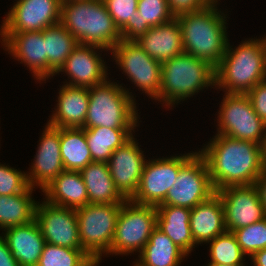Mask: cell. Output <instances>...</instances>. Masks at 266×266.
Segmentation results:
<instances>
[{
    "label": "cell",
    "instance_id": "7c38bea8",
    "mask_svg": "<svg viewBox=\"0 0 266 266\" xmlns=\"http://www.w3.org/2000/svg\"><path fill=\"white\" fill-rule=\"evenodd\" d=\"M195 153L146 160L137 192L131 201L141 205L161 204L176 182L180 168Z\"/></svg>",
    "mask_w": 266,
    "mask_h": 266
},
{
    "label": "cell",
    "instance_id": "4dcf8cb0",
    "mask_svg": "<svg viewBox=\"0 0 266 266\" xmlns=\"http://www.w3.org/2000/svg\"><path fill=\"white\" fill-rule=\"evenodd\" d=\"M60 149L65 170L80 171L93 162L84 128H60Z\"/></svg>",
    "mask_w": 266,
    "mask_h": 266
},
{
    "label": "cell",
    "instance_id": "44dd1931",
    "mask_svg": "<svg viewBox=\"0 0 266 266\" xmlns=\"http://www.w3.org/2000/svg\"><path fill=\"white\" fill-rule=\"evenodd\" d=\"M57 106L47 124L56 128H83L89 105V88L60 86Z\"/></svg>",
    "mask_w": 266,
    "mask_h": 266
},
{
    "label": "cell",
    "instance_id": "277c9868",
    "mask_svg": "<svg viewBox=\"0 0 266 266\" xmlns=\"http://www.w3.org/2000/svg\"><path fill=\"white\" fill-rule=\"evenodd\" d=\"M60 23L78 44L95 45L107 51L124 38L103 0L62 1Z\"/></svg>",
    "mask_w": 266,
    "mask_h": 266
},
{
    "label": "cell",
    "instance_id": "83f0119b",
    "mask_svg": "<svg viewBox=\"0 0 266 266\" xmlns=\"http://www.w3.org/2000/svg\"><path fill=\"white\" fill-rule=\"evenodd\" d=\"M46 41V79L53 77L78 45L75 37L61 24L42 31Z\"/></svg>",
    "mask_w": 266,
    "mask_h": 266
},
{
    "label": "cell",
    "instance_id": "ba28073f",
    "mask_svg": "<svg viewBox=\"0 0 266 266\" xmlns=\"http://www.w3.org/2000/svg\"><path fill=\"white\" fill-rule=\"evenodd\" d=\"M156 226V206L126 200L117 217L111 255H129L134 251L140 253Z\"/></svg>",
    "mask_w": 266,
    "mask_h": 266
},
{
    "label": "cell",
    "instance_id": "6da1fadb",
    "mask_svg": "<svg viewBox=\"0 0 266 266\" xmlns=\"http://www.w3.org/2000/svg\"><path fill=\"white\" fill-rule=\"evenodd\" d=\"M208 166L215 191L252 185L263 172L261 145L216 134L198 151Z\"/></svg>",
    "mask_w": 266,
    "mask_h": 266
},
{
    "label": "cell",
    "instance_id": "8d00e7d4",
    "mask_svg": "<svg viewBox=\"0 0 266 266\" xmlns=\"http://www.w3.org/2000/svg\"><path fill=\"white\" fill-rule=\"evenodd\" d=\"M29 187L25 172L0 164V196L23 193Z\"/></svg>",
    "mask_w": 266,
    "mask_h": 266
},
{
    "label": "cell",
    "instance_id": "d6a6232c",
    "mask_svg": "<svg viewBox=\"0 0 266 266\" xmlns=\"http://www.w3.org/2000/svg\"><path fill=\"white\" fill-rule=\"evenodd\" d=\"M37 266H99L84 250L45 243Z\"/></svg>",
    "mask_w": 266,
    "mask_h": 266
},
{
    "label": "cell",
    "instance_id": "74e56055",
    "mask_svg": "<svg viewBox=\"0 0 266 266\" xmlns=\"http://www.w3.org/2000/svg\"><path fill=\"white\" fill-rule=\"evenodd\" d=\"M211 3L210 0H167L169 9L174 17L202 10Z\"/></svg>",
    "mask_w": 266,
    "mask_h": 266
},
{
    "label": "cell",
    "instance_id": "cb8c5ba5",
    "mask_svg": "<svg viewBox=\"0 0 266 266\" xmlns=\"http://www.w3.org/2000/svg\"><path fill=\"white\" fill-rule=\"evenodd\" d=\"M42 192L53 205L77 209L88 204L87 188L79 171H62Z\"/></svg>",
    "mask_w": 266,
    "mask_h": 266
},
{
    "label": "cell",
    "instance_id": "52a82bcc",
    "mask_svg": "<svg viewBox=\"0 0 266 266\" xmlns=\"http://www.w3.org/2000/svg\"><path fill=\"white\" fill-rule=\"evenodd\" d=\"M121 206L122 204L89 203L76 209L82 248L96 263L101 262L104 254L111 255V244Z\"/></svg>",
    "mask_w": 266,
    "mask_h": 266
},
{
    "label": "cell",
    "instance_id": "60d3db41",
    "mask_svg": "<svg viewBox=\"0 0 266 266\" xmlns=\"http://www.w3.org/2000/svg\"><path fill=\"white\" fill-rule=\"evenodd\" d=\"M254 185L258 191L259 199L266 216V169H264L261 175L256 179Z\"/></svg>",
    "mask_w": 266,
    "mask_h": 266
},
{
    "label": "cell",
    "instance_id": "30bf717a",
    "mask_svg": "<svg viewBox=\"0 0 266 266\" xmlns=\"http://www.w3.org/2000/svg\"><path fill=\"white\" fill-rule=\"evenodd\" d=\"M118 67L149 98L156 100L161 87L162 63L150 57L134 40L125 37L110 51Z\"/></svg>",
    "mask_w": 266,
    "mask_h": 266
},
{
    "label": "cell",
    "instance_id": "ab89813d",
    "mask_svg": "<svg viewBox=\"0 0 266 266\" xmlns=\"http://www.w3.org/2000/svg\"><path fill=\"white\" fill-rule=\"evenodd\" d=\"M0 266H20L12 256L5 239L0 235Z\"/></svg>",
    "mask_w": 266,
    "mask_h": 266
},
{
    "label": "cell",
    "instance_id": "f35d334b",
    "mask_svg": "<svg viewBox=\"0 0 266 266\" xmlns=\"http://www.w3.org/2000/svg\"><path fill=\"white\" fill-rule=\"evenodd\" d=\"M255 110V113L266 124V79L258 83L246 94Z\"/></svg>",
    "mask_w": 266,
    "mask_h": 266
},
{
    "label": "cell",
    "instance_id": "f1b7e54d",
    "mask_svg": "<svg viewBox=\"0 0 266 266\" xmlns=\"http://www.w3.org/2000/svg\"><path fill=\"white\" fill-rule=\"evenodd\" d=\"M134 129L94 127L84 129L93 162L107 163L113 151L128 141Z\"/></svg>",
    "mask_w": 266,
    "mask_h": 266
},
{
    "label": "cell",
    "instance_id": "8992f818",
    "mask_svg": "<svg viewBox=\"0 0 266 266\" xmlns=\"http://www.w3.org/2000/svg\"><path fill=\"white\" fill-rule=\"evenodd\" d=\"M108 80L89 88L88 112L83 128L135 129L139 126V110L132 92L122 84Z\"/></svg>",
    "mask_w": 266,
    "mask_h": 266
},
{
    "label": "cell",
    "instance_id": "e575fe53",
    "mask_svg": "<svg viewBox=\"0 0 266 266\" xmlns=\"http://www.w3.org/2000/svg\"><path fill=\"white\" fill-rule=\"evenodd\" d=\"M234 235L242 252L248 257L266 248V218L235 230Z\"/></svg>",
    "mask_w": 266,
    "mask_h": 266
},
{
    "label": "cell",
    "instance_id": "836d02e7",
    "mask_svg": "<svg viewBox=\"0 0 266 266\" xmlns=\"http://www.w3.org/2000/svg\"><path fill=\"white\" fill-rule=\"evenodd\" d=\"M210 243V262L218 265L245 266L246 255L242 252L236 236L231 231L218 235Z\"/></svg>",
    "mask_w": 266,
    "mask_h": 266
},
{
    "label": "cell",
    "instance_id": "7402d4cb",
    "mask_svg": "<svg viewBox=\"0 0 266 266\" xmlns=\"http://www.w3.org/2000/svg\"><path fill=\"white\" fill-rule=\"evenodd\" d=\"M2 232L12 256L20 266H37L45 245L41 229L34 219L25 225L10 227Z\"/></svg>",
    "mask_w": 266,
    "mask_h": 266
},
{
    "label": "cell",
    "instance_id": "603a6c76",
    "mask_svg": "<svg viewBox=\"0 0 266 266\" xmlns=\"http://www.w3.org/2000/svg\"><path fill=\"white\" fill-rule=\"evenodd\" d=\"M190 228L196 244H205L226 231L223 202L217 193L191 209Z\"/></svg>",
    "mask_w": 266,
    "mask_h": 266
},
{
    "label": "cell",
    "instance_id": "9c48e42d",
    "mask_svg": "<svg viewBox=\"0 0 266 266\" xmlns=\"http://www.w3.org/2000/svg\"><path fill=\"white\" fill-rule=\"evenodd\" d=\"M218 112L217 134L262 144L266 124L255 113L246 94H224Z\"/></svg>",
    "mask_w": 266,
    "mask_h": 266
},
{
    "label": "cell",
    "instance_id": "9a60e30c",
    "mask_svg": "<svg viewBox=\"0 0 266 266\" xmlns=\"http://www.w3.org/2000/svg\"><path fill=\"white\" fill-rule=\"evenodd\" d=\"M216 193L223 202L226 231L234 232L266 218L254 184L229 186Z\"/></svg>",
    "mask_w": 266,
    "mask_h": 266
},
{
    "label": "cell",
    "instance_id": "d4e9b609",
    "mask_svg": "<svg viewBox=\"0 0 266 266\" xmlns=\"http://www.w3.org/2000/svg\"><path fill=\"white\" fill-rule=\"evenodd\" d=\"M156 209L157 227L188 256L197 245L190 228L191 209L171 205H158Z\"/></svg>",
    "mask_w": 266,
    "mask_h": 266
},
{
    "label": "cell",
    "instance_id": "484cf974",
    "mask_svg": "<svg viewBox=\"0 0 266 266\" xmlns=\"http://www.w3.org/2000/svg\"><path fill=\"white\" fill-rule=\"evenodd\" d=\"M79 172L87 188L88 204H123L126 201L117 190L107 163L91 162Z\"/></svg>",
    "mask_w": 266,
    "mask_h": 266
},
{
    "label": "cell",
    "instance_id": "f546056e",
    "mask_svg": "<svg viewBox=\"0 0 266 266\" xmlns=\"http://www.w3.org/2000/svg\"><path fill=\"white\" fill-rule=\"evenodd\" d=\"M34 188L10 196H0V230L25 225L35 219L38 201L32 198Z\"/></svg>",
    "mask_w": 266,
    "mask_h": 266
},
{
    "label": "cell",
    "instance_id": "d6986e66",
    "mask_svg": "<svg viewBox=\"0 0 266 266\" xmlns=\"http://www.w3.org/2000/svg\"><path fill=\"white\" fill-rule=\"evenodd\" d=\"M2 45L15 60L24 63L39 82H46V41L42 31L0 33Z\"/></svg>",
    "mask_w": 266,
    "mask_h": 266
},
{
    "label": "cell",
    "instance_id": "ee69618b",
    "mask_svg": "<svg viewBox=\"0 0 266 266\" xmlns=\"http://www.w3.org/2000/svg\"><path fill=\"white\" fill-rule=\"evenodd\" d=\"M207 266H229V265H218L215 263H208ZM230 266H234V265H230Z\"/></svg>",
    "mask_w": 266,
    "mask_h": 266
},
{
    "label": "cell",
    "instance_id": "4fadbf2b",
    "mask_svg": "<svg viewBox=\"0 0 266 266\" xmlns=\"http://www.w3.org/2000/svg\"><path fill=\"white\" fill-rule=\"evenodd\" d=\"M62 0H17L4 17L0 33L43 31L60 23Z\"/></svg>",
    "mask_w": 266,
    "mask_h": 266
},
{
    "label": "cell",
    "instance_id": "7bdbcfd3",
    "mask_svg": "<svg viewBox=\"0 0 266 266\" xmlns=\"http://www.w3.org/2000/svg\"><path fill=\"white\" fill-rule=\"evenodd\" d=\"M263 168L266 169V135L261 144Z\"/></svg>",
    "mask_w": 266,
    "mask_h": 266
},
{
    "label": "cell",
    "instance_id": "f6af8a7d",
    "mask_svg": "<svg viewBox=\"0 0 266 266\" xmlns=\"http://www.w3.org/2000/svg\"><path fill=\"white\" fill-rule=\"evenodd\" d=\"M212 3H217L220 0H210Z\"/></svg>",
    "mask_w": 266,
    "mask_h": 266
},
{
    "label": "cell",
    "instance_id": "ffe728a7",
    "mask_svg": "<svg viewBox=\"0 0 266 266\" xmlns=\"http://www.w3.org/2000/svg\"><path fill=\"white\" fill-rule=\"evenodd\" d=\"M134 41L160 63L184 52L181 29L176 18L165 24L151 27Z\"/></svg>",
    "mask_w": 266,
    "mask_h": 266
},
{
    "label": "cell",
    "instance_id": "1f68e13d",
    "mask_svg": "<svg viewBox=\"0 0 266 266\" xmlns=\"http://www.w3.org/2000/svg\"><path fill=\"white\" fill-rule=\"evenodd\" d=\"M173 18L167 0H138L136 24L124 37L135 40L151 27L170 22Z\"/></svg>",
    "mask_w": 266,
    "mask_h": 266
},
{
    "label": "cell",
    "instance_id": "ac0fdd59",
    "mask_svg": "<svg viewBox=\"0 0 266 266\" xmlns=\"http://www.w3.org/2000/svg\"><path fill=\"white\" fill-rule=\"evenodd\" d=\"M38 150L26 178L30 187L46 188L49 183L64 171L60 149V128L45 125L40 137Z\"/></svg>",
    "mask_w": 266,
    "mask_h": 266
},
{
    "label": "cell",
    "instance_id": "5bb4252c",
    "mask_svg": "<svg viewBox=\"0 0 266 266\" xmlns=\"http://www.w3.org/2000/svg\"><path fill=\"white\" fill-rule=\"evenodd\" d=\"M35 220L46 243L83 250L76 209L53 205L44 200L37 203Z\"/></svg>",
    "mask_w": 266,
    "mask_h": 266
},
{
    "label": "cell",
    "instance_id": "7a4b0ae2",
    "mask_svg": "<svg viewBox=\"0 0 266 266\" xmlns=\"http://www.w3.org/2000/svg\"><path fill=\"white\" fill-rule=\"evenodd\" d=\"M218 3L206 8L178 15L184 53L203 59L216 68L226 52L228 35L226 16Z\"/></svg>",
    "mask_w": 266,
    "mask_h": 266
},
{
    "label": "cell",
    "instance_id": "3957f363",
    "mask_svg": "<svg viewBox=\"0 0 266 266\" xmlns=\"http://www.w3.org/2000/svg\"><path fill=\"white\" fill-rule=\"evenodd\" d=\"M265 79V38L245 40L234 49L228 41L226 52L215 68V88L223 89L226 94H247Z\"/></svg>",
    "mask_w": 266,
    "mask_h": 266
},
{
    "label": "cell",
    "instance_id": "4316f807",
    "mask_svg": "<svg viewBox=\"0 0 266 266\" xmlns=\"http://www.w3.org/2000/svg\"><path fill=\"white\" fill-rule=\"evenodd\" d=\"M187 255L157 226L134 266H179Z\"/></svg>",
    "mask_w": 266,
    "mask_h": 266
},
{
    "label": "cell",
    "instance_id": "d590c367",
    "mask_svg": "<svg viewBox=\"0 0 266 266\" xmlns=\"http://www.w3.org/2000/svg\"><path fill=\"white\" fill-rule=\"evenodd\" d=\"M107 12L125 36L136 24L138 0H103Z\"/></svg>",
    "mask_w": 266,
    "mask_h": 266
},
{
    "label": "cell",
    "instance_id": "b9f144b4",
    "mask_svg": "<svg viewBox=\"0 0 266 266\" xmlns=\"http://www.w3.org/2000/svg\"><path fill=\"white\" fill-rule=\"evenodd\" d=\"M250 260L254 263L253 266H266V248L255 252Z\"/></svg>",
    "mask_w": 266,
    "mask_h": 266
},
{
    "label": "cell",
    "instance_id": "8fae6325",
    "mask_svg": "<svg viewBox=\"0 0 266 266\" xmlns=\"http://www.w3.org/2000/svg\"><path fill=\"white\" fill-rule=\"evenodd\" d=\"M216 193L204 157L196 152L179 170L173 187L159 205L192 209Z\"/></svg>",
    "mask_w": 266,
    "mask_h": 266
},
{
    "label": "cell",
    "instance_id": "5b68a950",
    "mask_svg": "<svg viewBox=\"0 0 266 266\" xmlns=\"http://www.w3.org/2000/svg\"><path fill=\"white\" fill-rule=\"evenodd\" d=\"M210 86H215V68L183 52L162 63L161 87L156 100L170 108Z\"/></svg>",
    "mask_w": 266,
    "mask_h": 266
},
{
    "label": "cell",
    "instance_id": "e0dca14e",
    "mask_svg": "<svg viewBox=\"0 0 266 266\" xmlns=\"http://www.w3.org/2000/svg\"><path fill=\"white\" fill-rule=\"evenodd\" d=\"M97 50L107 51L95 45L78 44L55 75L65 72L70 79L66 81L69 86L91 88L104 83L108 79V69Z\"/></svg>",
    "mask_w": 266,
    "mask_h": 266
},
{
    "label": "cell",
    "instance_id": "2e32d148",
    "mask_svg": "<svg viewBox=\"0 0 266 266\" xmlns=\"http://www.w3.org/2000/svg\"><path fill=\"white\" fill-rule=\"evenodd\" d=\"M132 136L118 147L107 162L109 172L119 193L131 200L137 192L146 157Z\"/></svg>",
    "mask_w": 266,
    "mask_h": 266
}]
</instances>
